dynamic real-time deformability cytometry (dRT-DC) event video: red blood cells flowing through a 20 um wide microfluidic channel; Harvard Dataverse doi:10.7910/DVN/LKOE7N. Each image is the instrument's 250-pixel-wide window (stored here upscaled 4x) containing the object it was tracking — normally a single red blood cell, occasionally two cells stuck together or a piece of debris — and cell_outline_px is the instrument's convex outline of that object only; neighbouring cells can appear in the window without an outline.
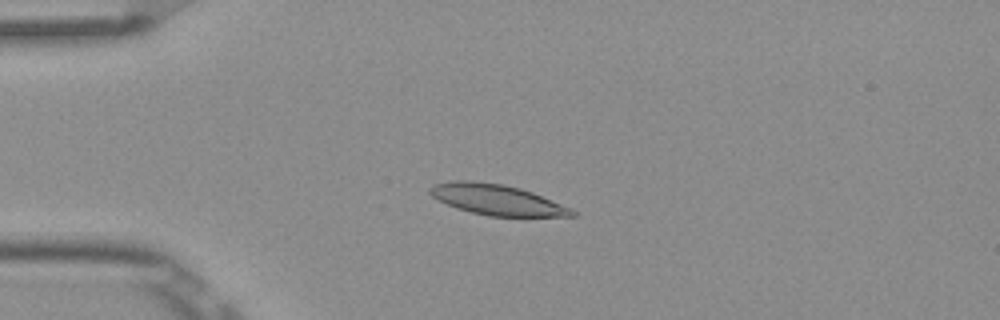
{"species": "Egyptian fruit bat (a non-hibernating species)", "species_latin": "Rousettus aegyptiacus", "temperature_condition": "room temperature", "stored_images_in_passage": 4, "camera_frame_rate_fps": 3000, "um_per_image_px": 0.085, "frame": {"image": 1, "passage_image": 3, "time_ms": 0.667, "image_size_px": [1000, 320], "cell_outline_px": [[576, 216], [488, 216], [456, 208], [432, 196], [428, 192], [428, 188], [432, 184], [452, 180], [468, 180], [504, 184], [520, 188], [532, 192], [572, 208], [576, 212]], "centroid_in_image_um": [42.21, 16.96], "position_along_channel_um": 42.8, "area_um2": 25.32}}